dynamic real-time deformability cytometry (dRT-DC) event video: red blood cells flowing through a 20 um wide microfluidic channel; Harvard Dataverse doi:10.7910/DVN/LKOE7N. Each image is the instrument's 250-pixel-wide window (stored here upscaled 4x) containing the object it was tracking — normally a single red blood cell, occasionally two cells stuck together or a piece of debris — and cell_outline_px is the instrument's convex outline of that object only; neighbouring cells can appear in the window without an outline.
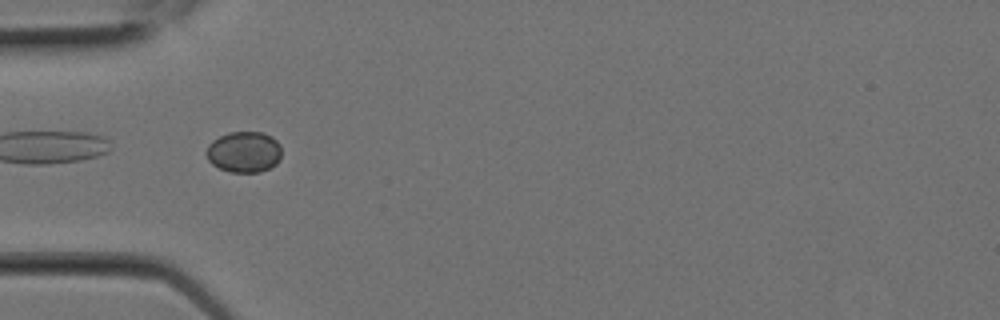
{"species": "Egyptian fruit bat (a non-hibernating species)", "species_latin": "Rousettus aegyptiacus", "temperature_condition": "room temperature", "stored_images_in_passage": 4, "camera_frame_rate_fps": 3000, "um_per_image_px": 0.085, "animal": {"sex": "female"}, "frame": {"image": 1, "passage_image": 2, "time_ms": 0.333, "image_size_px": [1000, 320], "cell_outline_px": [[280, 160], [276, 164], [260, 172], [228, 172], [212, 164], [208, 160], [204, 152], [208, 144], [212, 140], [228, 132], [260, 132], [272, 136], [280, 144]], "centroid_in_image_um": [20.71, 12.91], "position_along_channel_um": 64.3, "area_um2": 18.15}}